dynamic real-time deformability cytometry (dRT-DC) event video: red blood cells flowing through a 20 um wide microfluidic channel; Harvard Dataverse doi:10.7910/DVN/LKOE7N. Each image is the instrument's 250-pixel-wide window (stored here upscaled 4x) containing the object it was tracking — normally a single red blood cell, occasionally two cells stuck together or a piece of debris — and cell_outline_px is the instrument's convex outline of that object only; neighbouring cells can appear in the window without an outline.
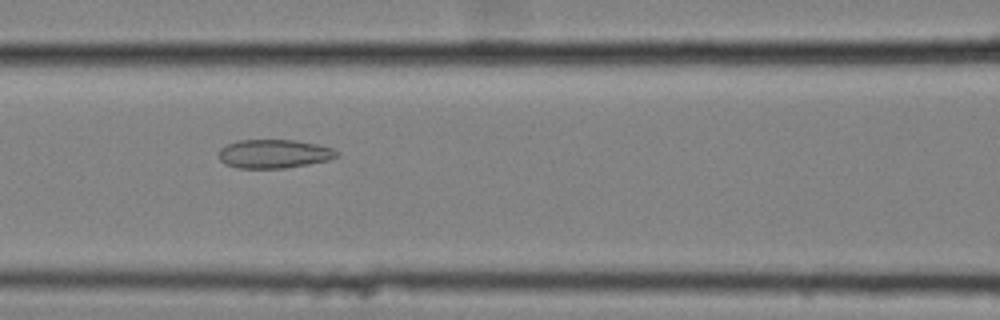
{"species": "common noctule bat (a hibernating species)", "species_latin": "Nyctalus noctula", "temperature_condition": "cold", "stored_images_in_passage": 44, "camera_frame_rate_fps": 3000, "um_per_image_px": 0.085, "animal": {"sex": "female", "body_mass_g": 25.1}, "frame": {"image": 1, "passage_image": 14, "time_ms": 4.333, "image_size_px": [1000, 320], "cell_outline_px": [[340, 156], [328, 160], [308, 164], [284, 168], [240, 168], [224, 164], [220, 160], [220, 148], [236, 140], [296, 140], [316, 144], [332, 148], [340, 152]], "centroid_in_image_um": [23.31, 13.07], "position_along_channel_um": 143.3, "area_um2": 19.77}}
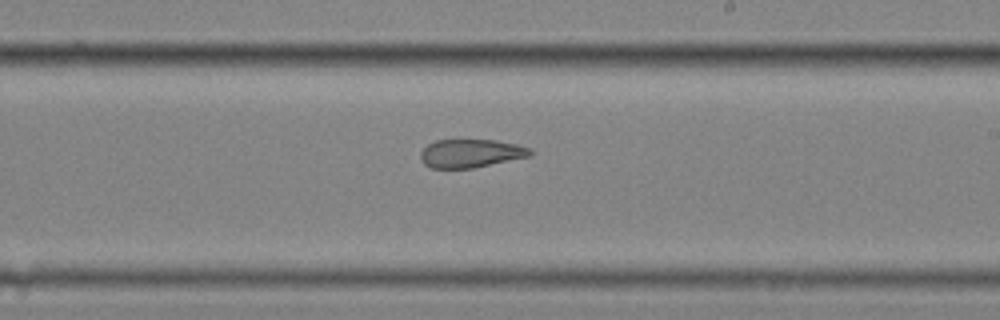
{"frame": {"image": 2, "passage_image": 23, "time_ms": 7.333, "image_size_px": [1000, 320], "cell_outline_px": [[532, 156], [472, 168], [432, 168], [424, 164], [420, 156], [420, 152], [428, 144], [436, 140], [496, 140], [516, 144], [532, 148]], "centroid_in_image_um": [40.04, 13.03], "position_along_channel_um": 249.0, "area_um2": 18.15}}
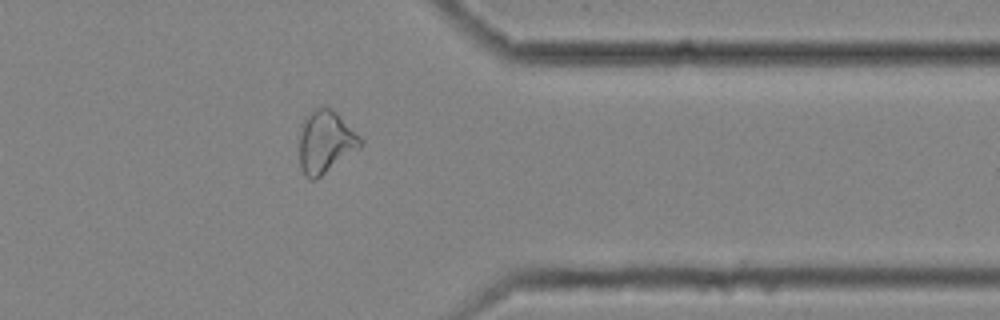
{"frame": {"image": 3, "passage_image": 35, "time_ms": 11.333, "image_size_px": [1000, 320], "cell_outline_px": [[364, 140], [360, 148], [316, 180], [312, 180], [304, 176], [300, 164], [300, 136], [304, 120], [316, 108], [332, 108]], "centroid_in_image_um": [27.69, 12.1], "position_along_channel_um": 383.7, "area_um2": 21.96}}